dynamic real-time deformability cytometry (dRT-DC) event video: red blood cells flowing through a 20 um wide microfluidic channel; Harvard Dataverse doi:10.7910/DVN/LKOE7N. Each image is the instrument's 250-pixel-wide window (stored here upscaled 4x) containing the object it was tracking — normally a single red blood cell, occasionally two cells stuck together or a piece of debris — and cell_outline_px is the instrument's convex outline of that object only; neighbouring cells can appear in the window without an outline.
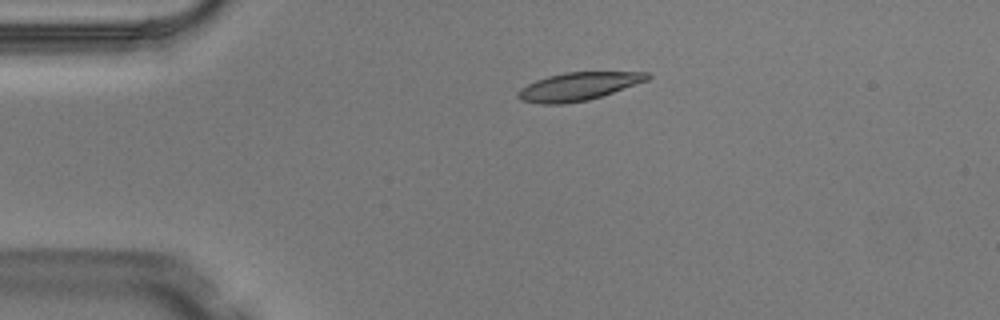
{"species": "Egyptian fruit bat (a non-hibernating species)", "species_latin": "Rousettus aegyptiacus", "temperature_condition": "warm", "stored_images_in_passage": 4, "camera_frame_rate_fps": 3000, "um_per_image_px": 0.085, "animal": {"sex": "male"}, "frame": {"image": 1, "passage_image": 3, "time_ms": 0.667, "image_size_px": [1000, 320], "cell_outline_px": [[652, 76], [648, 80], [588, 100], [564, 104], [540, 104], [520, 100], [516, 96], [516, 92], [520, 88], [536, 80], [548, 76], [564, 72], [648, 72]], "centroid_in_image_um": [49.11, 7.35], "position_along_channel_um": 35.9, "area_um2": 21.1}}